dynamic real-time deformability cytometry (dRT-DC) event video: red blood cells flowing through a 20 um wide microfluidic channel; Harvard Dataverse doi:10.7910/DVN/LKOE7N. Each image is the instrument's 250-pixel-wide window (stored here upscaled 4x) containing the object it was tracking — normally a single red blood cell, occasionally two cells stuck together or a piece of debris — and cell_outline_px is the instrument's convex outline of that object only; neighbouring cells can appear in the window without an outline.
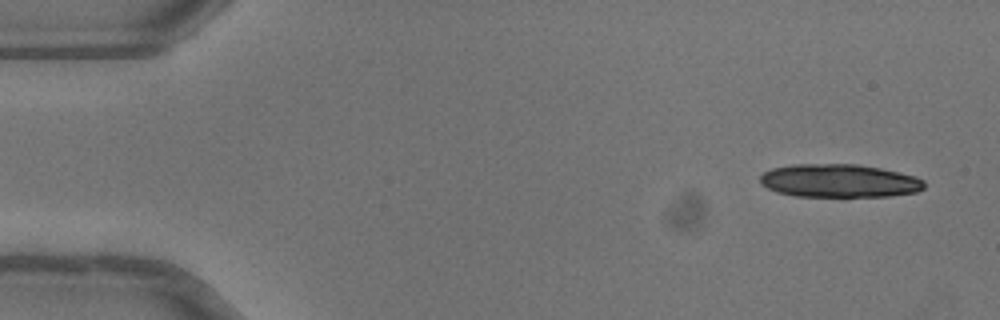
{"species": "common noctule bat (a hibernating species)", "species_latin": "Nyctalus noctula", "temperature_condition": "warm", "stored_images_in_passage": 50, "camera_frame_rate_fps": 3000, "um_per_image_px": 0.085, "animal": {"sex": "female"}, "frame": {"image": 1, "passage_image": 2, "time_ms": 0.333, "image_size_px": [1000, 320], "cell_outline_px": [[924, 188], [916, 192], [888, 196], [796, 196], [776, 192], [760, 184], [760, 176], [764, 172], [772, 168], [792, 164], [856, 164], [880, 168], [916, 176], [924, 180]], "centroid_in_image_um": [71.31, 15.36], "position_along_channel_um": 13.7, "area_um2": 31.79}}
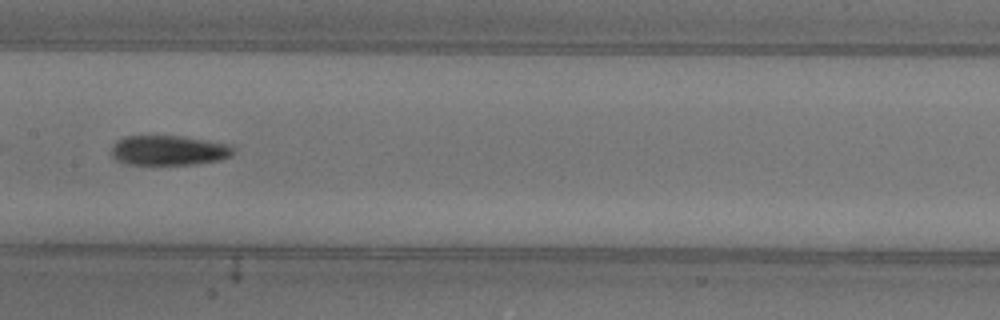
{"frame": {"image": 2, "passage_image": 25, "time_ms": 8.0, "image_size_px": [1000, 320], "cell_outline_px": [[236, 152], [232, 156], [220, 160], [196, 164], [128, 164], [116, 160], [112, 156], [112, 144], [116, 140], [124, 136], [184, 136], [232, 144], [236, 148]], "centroid_in_image_um": [14.41, 12.77], "position_along_channel_um": 193.0, "area_um2": 21.62}, "authors_computed_cell_mechanics": {"area_um2": 21.4438, "velocity_mm_per_s": 4.0614, "shape_relaxation_time_tau1_ms": 4.2372, "shape_relaxation_time_tau2_ms": 5.1449, "deformation_change_tau1": 0.1756, "deformation_change_tau2": 0.1456}}